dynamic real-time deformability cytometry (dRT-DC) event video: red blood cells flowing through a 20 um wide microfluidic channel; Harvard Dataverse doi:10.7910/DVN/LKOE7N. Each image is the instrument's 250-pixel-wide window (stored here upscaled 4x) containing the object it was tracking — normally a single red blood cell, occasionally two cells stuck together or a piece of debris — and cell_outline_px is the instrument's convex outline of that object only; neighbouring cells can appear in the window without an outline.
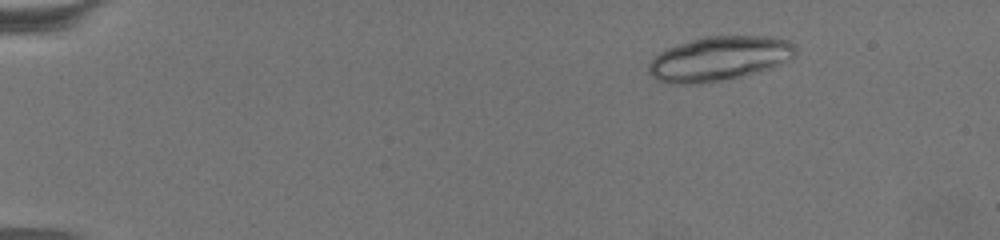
{"species": "common noctule bat (a hibernating species)", "species_latin": "Nyctalus noctula", "temperature_condition": "warm", "stored_images_in_passage": 28, "camera_frame_rate_fps": 3000, "um_per_image_px": 0.085, "animal": {"sex": "female", "body_mass_g": 19.5, "forearm_length_mm": 54.1}, "frame": {"image": 1, "passage_image": 10, "time_ms": 3.0, "image_size_px": [1000, 240], "cell_outline_px": [[796, 48], [788, 56], [772, 68], [756, 72], [716, 80], [684, 84], [668, 84], [656, 80], [652, 76], [652, 60], [660, 52], [668, 48], [704, 36], [768, 36], [788, 40]], "centroid_in_image_um": [61.09, 4.96], "position_along_channel_um": 23.9, "area_um2": 36.53}}